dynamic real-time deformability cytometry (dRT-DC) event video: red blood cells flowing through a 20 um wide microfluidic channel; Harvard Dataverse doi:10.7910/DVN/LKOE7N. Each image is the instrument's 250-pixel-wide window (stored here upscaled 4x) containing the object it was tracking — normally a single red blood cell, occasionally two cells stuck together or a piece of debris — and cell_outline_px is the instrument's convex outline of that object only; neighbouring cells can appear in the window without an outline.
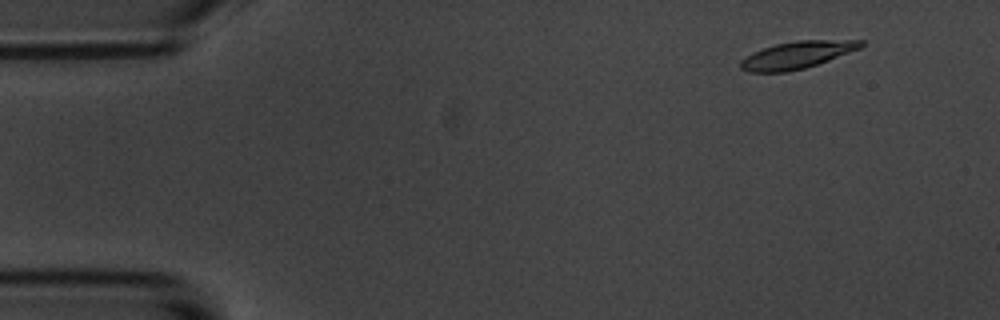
{"species": "common noctule bat (a hibernating species)", "species_latin": "Nyctalus noctula", "temperature_condition": "room temperature", "stored_images_in_passage": 1, "camera_frame_rate_fps": 3000, "um_per_image_px": 0.085, "animal": {"sex": "male", "body_mass_g": 20.1, "forearm_length_mm": 53.5}, "frame": {"image": 1, "passage_image": 1, "time_ms": 0.0, "image_size_px": [1000, 320], "cell_outline_px": [[864, 44], [860, 48], [828, 60], [804, 68], [788, 72], [748, 72], [740, 68], [740, 60], [752, 52], [776, 44], [796, 40], [864, 40]], "centroid_in_image_um": [67.71, 4.67], "position_along_channel_um": 17.3, "area_um2": 18.96}}